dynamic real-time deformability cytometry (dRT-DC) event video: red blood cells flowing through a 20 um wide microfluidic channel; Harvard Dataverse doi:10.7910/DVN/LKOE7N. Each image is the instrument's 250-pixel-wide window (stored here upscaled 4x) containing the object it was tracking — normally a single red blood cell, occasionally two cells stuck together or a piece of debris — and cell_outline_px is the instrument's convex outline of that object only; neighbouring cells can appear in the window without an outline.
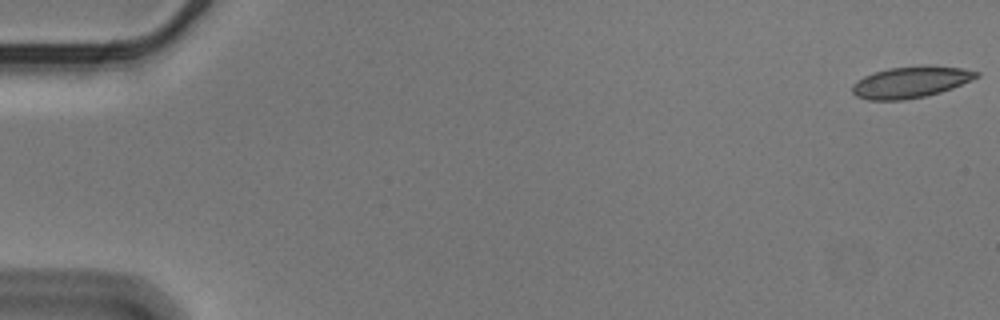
{"species": "Egyptian fruit bat (a non-hibernating species)", "species_latin": "Rousettus aegyptiacus", "temperature_condition": "cold", "stored_images_in_passage": 9, "camera_frame_rate_fps": 3000, "um_per_image_px": 0.085, "animal": {"sex": "male"}, "frame": {"image": 1, "passage_image": 1, "time_ms": 0.0, "image_size_px": [1000, 320], "cell_outline_px": [[980, 76], [952, 88], [940, 92], [924, 96], [904, 100], [868, 100], [856, 96], [852, 92], [852, 84], [856, 80], [864, 76], [888, 68], [920, 64], [932, 64], [964, 68], [980, 72]], "centroid_in_image_um": [77.42, 6.95], "position_along_channel_um": 7.6, "area_um2": 23.12}}